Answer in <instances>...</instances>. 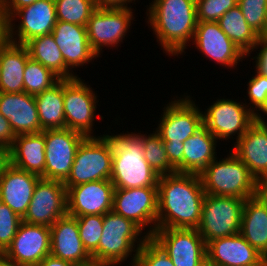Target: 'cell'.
<instances>
[{
  "instance_id": "28",
  "label": "cell",
  "mask_w": 267,
  "mask_h": 266,
  "mask_svg": "<svg viewBox=\"0 0 267 266\" xmlns=\"http://www.w3.org/2000/svg\"><path fill=\"white\" fill-rule=\"evenodd\" d=\"M218 140L203 123L184 141L183 173L200 174L217 156Z\"/></svg>"
},
{
  "instance_id": "26",
  "label": "cell",
  "mask_w": 267,
  "mask_h": 266,
  "mask_svg": "<svg viewBox=\"0 0 267 266\" xmlns=\"http://www.w3.org/2000/svg\"><path fill=\"white\" fill-rule=\"evenodd\" d=\"M29 57L25 45L6 40L0 46V92H24V69Z\"/></svg>"
},
{
  "instance_id": "47",
  "label": "cell",
  "mask_w": 267,
  "mask_h": 266,
  "mask_svg": "<svg viewBox=\"0 0 267 266\" xmlns=\"http://www.w3.org/2000/svg\"><path fill=\"white\" fill-rule=\"evenodd\" d=\"M37 266H76V265L68 261H64L60 258L54 257L50 254L47 255Z\"/></svg>"
},
{
  "instance_id": "36",
  "label": "cell",
  "mask_w": 267,
  "mask_h": 266,
  "mask_svg": "<svg viewBox=\"0 0 267 266\" xmlns=\"http://www.w3.org/2000/svg\"><path fill=\"white\" fill-rule=\"evenodd\" d=\"M77 218L79 236L91 255L99 245L103 230V215H84Z\"/></svg>"
},
{
  "instance_id": "55",
  "label": "cell",
  "mask_w": 267,
  "mask_h": 266,
  "mask_svg": "<svg viewBox=\"0 0 267 266\" xmlns=\"http://www.w3.org/2000/svg\"><path fill=\"white\" fill-rule=\"evenodd\" d=\"M199 266H218V265L205 258Z\"/></svg>"
},
{
  "instance_id": "3",
  "label": "cell",
  "mask_w": 267,
  "mask_h": 266,
  "mask_svg": "<svg viewBox=\"0 0 267 266\" xmlns=\"http://www.w3.org/2000/svg\"><path fill=\"white\" fill-rule=\"evenodd\" d=\"M112 141L113 165L110 180L115 189L158 187L159 175L144 157L143 134H107Z\"/></svg>"
},
{
  "instance_id": "37",
  "label": "cell",
  "mask_w": 267,
  "mask_h": 266,
  "mask_svg": "<svg viewBox=\"0 0 267 266\" xmlns=\"http://www.w3.org/2000/svg\"><path fill=\"white\" fill-rule=\"evenodd\" d=\"M248 25L259 35L267 23V0H238Z\"/></svg>"
},
{
  "instance_id": "13",
  "label": "cell",
  "mask_w": 267,
  "mask_h": 266,
  "mask_svg": "<svg viewBox=\"0 0 267 266\" xmlns=\"http://www.w3.org/2000/svg\"><path fill=\"white\" fill-rule=\"evenodd\" d=\"M115 213L133 221L147 236L157 229L158 187L114 189L113 209Z\"/></svg>"
},
{
  "instance_id": "48",
  "label": "cell",
  "mask_w": 267,
  "mask_h": 266,
  "mask_svg": "<svg viewBox=\"0 0 267 266\" xmlns=\"http://www.w3.org/2000/svg\"><path fill=\"white\" fill-rule=\"evenodd\" d=\"M10 163L9 149L0 145V176L5 170L6 166Z\"/></svg>"
},
{
  "instance_id": "44",
  "label": "cell",
  "mask_w": 267,
  "mask_h": 266,
  "mask_svg": "<svg viewBox=\"0 0 267 266\" xmlns=\"http://www.w3.org/2000/svg\"><path fill=\"white\" fill-rule=\"evenodd\" d=\"M37 0H3L0 4V13L6 21L20 8L31 5Z\"/></svg>"
},
{
  "instance_id": "18",
  "label": "cell",
  "mask_w": 267,
  "mask_h": 266,
  "mask_svg": "<svg viewBox=\"0 0 267 266\" xmlns=\"http://www.w3.org/2000/svg\"><path fill=\"white\" fill-rule=\"evenodd\" d=\"M192 42L202 55L217 65L234 69L248 56L222 31L217 22L198 21Z\"/></svg>"
},
{
  "instance_id": "52",
  "label": "cell",
  "mask_w": 267,
  "mask_h": 266,
  "mask_svg": "<svg viewBox=\"0 0 267 266\" xmlns=\"http://www.w3.org/2000/svg\"><path fill=\"white\" fill-rule=\"evenodd\" d=\"M258 191L267 195V173L265 176L258 182Z\"/></svg>"
},
{
  "instance_id": "6",
  "label": "cell",
  "mask_w": 267,
  "mask_h": 266,
  "mask_svg": "<svg viewBox=\"0 0 267 266\" xmlns=\"http://www.w3.org/2000/svg\"><path fill=\"white\" fill-rule=\"evenodd\" d=\"M113 165L111 138L106 134L87 136L79 145L65 187L97 180H110Z\"/></svg>"
},
{
  "instance_id": "56",
  "label": "cell",
  "mask_w": 267,
  "mask_h": 266,
  "mask_svg": "<svg viewBox=\"0 0 267 266\" xmlns=\"http://www.w3.org/2000/svg\"><path fill=\"white\" fill-rule=\"evenodd\" d=\"M257 195L265 202L266 207H267V195L260 193L259 191H258Z\"/></svg>"
},
{
  "instance_id": "53",
  "label": "cell",
  "mask_w": 267,
  "mask_h": 266,
  "mask_svg": "<svg viewBox=\"0 0 267 266\" xmlns=\"http://www.w3.org/2000/svg\"><path fill=\"white\" fill-rule=\"evenodd\" d=\"M76 266H112V265L92 260V261H90L88 263L80 264V265H76Z\"/></svg>"
},
{
  "instance_id": "38",
  "label": "cell",
  "mask_w": 267,
  "mask_h": 266,
  "mask_svg": "<svg viewBox=\"0 0 267 266\" xmlns=\"http://www.w3.org/2000/svg\"><path fill=\"white\" fill-rule=\"evenodd\" d=\"M134 266H174L171 258L150 237L139 249Z\"/></svg>"
},
{
  "instance_id": "12",
  "label": "cell",
  "mask_w": 267,
  "mask_h": 266,
  "mask_svg": "<svg viewBox=\"0 0 267 266\" xmlns=\"http://www.w3.org/2000/svg\"><path fill=\"white\" fill-rule=\"evenodd\" d=\"M16 19L20 20L18 25ZM56 22L55 1L37 0L18 9L6 21L7 40L25 45L35 37L51 34Z\"/></svg>"
},
{
  "instance_id": "22",
  "label": "cell",
  "mask_w": 267,
  "mask_h": 266,
  "mask_svg": "<svg viewBox=\"0 0 267 266\" xmlns=\"http://www.w3.org/2000/svg\"><path fill=\"white\" fill-rule=\"evenodd\" d=\"M50 254L74 265L92 261L79 236L77 218L65 215L50 227Z\"/></svg>"
},
{
  "instance_id": "7",
  "label": "cell",
  "mask_w": 267,
  "mask_h": 266,
  "mask_svg": "<svg viewBox=\"0 0 267 266\" xmlns=\"http://www.w3.org/2000/svg\"><path fill=\"white\" fill-rule=\"evenodd\" d=\"M245 200L232 196L205 194L197 228L205 243L240 233Z\"/></svg>"
},
{
  "instance_id": "43",
  "label": "cell",
  "mask_w": 267,
  "mask_h": 266,
  "mask_svg": "<svg viewBox=\"0 0 267 266\" xmlns=\"http://www.w3.org/2000/svg\"><path fill=\"white\" fill-rule=\"evenodd\" d=\"M256 50L259 52H256ZM254 51L257 53V55L255 54V56L251 59L255 60V70L260 74L267 76V43L258 40V43L253 49V52Z\"/></svg>"
},
{
  "instance_id": "51",
  "label": "cell",
  "mask_w": 267,
  "mask_h": 266,
  "mask_svg": "<svg viewBox=\"0 0 267 266\" xmlns=\"http://www.w3.org/2000/svg\"><path fill=\"white\" fill-rule=\"evenodd\" d=\"M0 266H23V265H19L14 260L7 258L3 253H0Z\"/></svg>"
},
{
  "instance_id": "5",
  "label": "cell",
  "mask_w": 267,
  "mask_h": 266,
  "mask_svg": "<svg viewBox=\"0 0 267 266\" xmlns=\"http://www.w3.org/2000/svg\"><path fill=\"white\" fill-rule=\"evenodd\" d=\"M199 175L205 194L246 200L258 193V181L231 150L225 158L216 157Z\"/></svg>"
},
{
  "instance_id": "45",
  "label": "cell",
  "mask_w": 267,
  "mask_h": 266,
  "mask_svg": "<svg viewBox=\"0 0 267 266\" xmlns=\"http://www.w3.org/2000/svg\"><path fill=\"white\" fill-rule=\"evenodd\" d=\"M16 138L9 121L0 114V145L11 148Z\"/></svg>"
},
{
  "instance_id": "33",
  "label": "cell",
  "mask_w": 267,
  "mask_h": 266,
  "mask_svg": "<svg viewBox=\"0 0 267 266\" xmlns=\"http://www.w3.org/2000/svg\"><path fill=\"white\" fill-rule=\"evenodd\" d=\"M60 78L50 69L29 57L24 69V92L37 95L50 89Z\"/></svg>"
},
{
  "instance_id": "49",
  "label": "cell",
  "mask_w": 267,
  "mask_h": 266,
  "mask_svg": "<svg viewBox=\"0 0 267 266\" xmlns=\"http://www.w3.org/2000/svg\"><path fill=\"white\" fill-rule=\"evenodd\" d=\"M263 116H262V114ZM267 116V101L262 105V107L254 114V121L257 123L267 124V119L264 116ZM266 119V120H265ZM266 121V122H265Z\"/></svg>"
},
{
  "instance_id": "16",
  "label": "cell",
  "mask_w": 267,
  "mask_h": 266,
  "mask_svg": "<svg viewBox=\"0 0 267 266\" xmlns=\"http://www.w3.org/2000/svg\"><path fill=\"white\" fill-rule=\"evenodd\" d=\"M151 238L171 258L174 266H199L206 258V243L197 229H156Z\"/></svg>"
},
{
  "instance_id": "2",
  "label": "cell",
  "mask_w": 267,
  "mask_h": 266,
  "mask_svg": "<svg viewBox=\"0 0 267 266\" xmlns=\"http://www.w3.org/2000/svg\"><path fill=\"white\" fill-rule=\"evenodd\" d=\"M146 14V23L163 52L168 56L185 55L198 23L196 0H152Z\"/></svg>"
},
{
  "instance_id": "30",
  "label": "cell",
  "mask_w": 267,
  "mask_h": 266,
  "mask_svg": "<svg viewBox=\"0 0 267 266\" xmlns=\"http://www.w3.org/2000/svg\"><path fill=\"white\" fill-rule=\"evenodd\" d=\"M35 102L42 131L65 128L63 79L35 95Z\"/></svg>"
},
{
  "instance_id": "41",
  "label": "cell",
  "mask_w": 267,
  "mask_h": 266,
  "mask_svg": "<svg viewBox=\"0 0 267 266\" xmlns=\"http://www.w3.org/2000/svg\"><path fill=\"white\" fill-rule=\"evenodd\" d=\"M255 73L247 83V99L250 101L247 106L254 114L267 101V76L256 70Z\"/></svg>"
},
{
  "instance_id": "34",
  "label": "cell",
  "mask_w": 267,
  "mask_h": 266,
  "mask_svg": "<svg viewBox=\"0 0 267 266\" xmlns=\"http://www.w3.org/2000/svg\"><path fill=\"white\" fill-rule=\"evenodd\" d=\"M144 157L151 168L159 176L172 174L176 168L169 162L161 137L153 129V133L143 134Z\"/></svg>"
},
{
  "instance_id": "27",
  "label": "cell",
  "mask_w": 267,
  "mask_h": 266,
  "mask_svg": "<svg viewBox=\"0 0 267 266\" xmlns=\"http://www.w3.org/2000/svg\"><path fill=\"white\" fill-rule=\"evenodd\" d=\"M45 137L42 132L16 135L9 149L10 163L45 178Z\"/></svg>"
},
{
  "instance_id": "10",
  "label": "cell",
  "mask_w": 267,
  "mask_h": 266,
  "mask_svg": "<svg viewBox=\"0 0 267 266\" xmlns=\"http://www.w3.org/2000/svg\"><path fill=\"white\" fill-rule=\"evenodd\" d=\"M173 97L163 107L155 132L163 142L184 143L203 124V114L190 95ZM197 105V106H196Z\"/></svg>"
},
{
  "instance_id": "21",
  "label": "cell",
  "mask_w": 267,
  "mask_h": 266,
  "mask_svg": "<svg viewBox=\"0 0 267 266\" xmlns=\"http://www.w3.org/2000/svg\"><path fill=\"white\" fill-rule=\"evenodd\" d=\"M206 258L218 266H267V260L240 233L208 242Z\"/></svg>"
},
{
  "instance_id": "1",
  "label": "cell",
  "mask_w": 267,
  "mask_h": 266,
  "mask_svg": "<svg viewBox=\"0 0 267 266\" xmlns=\"http://www.w3.org/2000/svg\"><path fill=\"white\" fill-rule=\"evenodd\" d=\"M204 197L198 174L175 172L159 176L157 229H197Z\"/></svg>"
},
{
  "instance_id": "19",
  "label": "cell",
  "mask_w": 267,
  "mask_h": 266,
  "mask_svg": "<svg viewBox=\"0 0 267 266\" xmlns=\"http://www.w3.org/2000/svg\"><path fill=\"white\" fill-rule=\"evenodd\" d=\"M114 189L111 180H97L66 187L68 215H104L112 211Z\"/></svg>"
},
{
  "instance_id": "42",
  "label": "cell",
  "mask_w": 267,
  "mask_h": 266,
  "mask_svg": "<svg viewBox=\"0 0 267 266\" xmlns=\"http://www.w3.org/2000/svg\"><path fill=\"white\" fill-rule=\"evenodd\" d=\"M169 162L176 168V172L183 173L184 143L163 142Z\"/></svg>"
},
{
  "instance_id": "15",
  "label": "cell",
  "mask_w": 267,
  "mask_h": 266,
  "mask_svg": "<svg viewBox=\"0 0 267 266\" xmlns=\"http://www.w3.org/2000/svg\"><path fill=\"white\" fill-rule=\"evenodd\" d=\"M67 214V190L64 183L41 177L22 221L51 227L57 219Z\"/></svg>"
},
{
  "instance_id": "24",
  "label": "cell",
  "mask_w": 267,
  "mask_h": 266,
  "mask_svg": "<svg viewBox=\"0 0 267 266\" xmlns=\"http://www.w3.org/2000/svg\"><path fill=\"white\" fill-rule=\"evenodd\" d=\"M0 114L9 121L15 135L42 132L33 95L0 92Z\"/></svg>"
},
{
  "instance_id": "23",
  "label": "cell",
  "mask_w": 267,
  "mask_h": 266,
  "mask_svg": "<svg viewBox=\"0 0 267 266\" xmlns=\"http://www.w3.org/2000/svg\"><path fill=\"white\" fill-rule=\"evenodd\" d=\"M40 178L37 174L24 171L9 163L0 176L2 203L23 218Z\"/></svg>"
},
{
  "instance_id": "54",
  "label": "cell",
  "mask_w": 267,
  "mask_h": 266,
  "mask_svg": "<svg viewBox=\"0 0 267 266\" xmlns=\"http://www.w3.org/2000/svg\"><path fill=\"white\" fill-rule=\"evenodd\" d=\"M259 40L267 43V23L265 25L264 30L259 34Z\"/></svg>"
},
{
  "instance_id": "25",
  "label": "cell",
  "mask_w": 267,
  "mask_h": 266,
  "mask_svg": "<svg viewBox=\"0 0 267 266\" xmlns=\"http://www.w3.org/2000/svg\"><path fill=\"white\" fill-rule=\"evenodd\" d=\"M259 182L267 173V124L253 122L231 150Z\"/></svg>"
},
{
  "instance_id": "39",
  "label": "cell",
  "mask_w": 267,
  "mask_h": 266,
  "mask_svg": "<svg viewBox=\"0 0 267 266\" xmlns=\"http://www.w3.org/2000/svg\"><path fill=\"white\" fill-rule=\"evenodd\" d=\"M238 4V0H196L197 20L217 22L223 14Z\"/></svg>"
},
{
  "instance_id": "9",
  "label": "cell",
  "mask_w": 267,
  "mask_h": 266,
  "mask_svg": "<svg viewBox=\"0 0 267 266\" xmlns=\"http://www.w3.org/2000/svg\"><path fill=\"white\" fill-rule=\"evenodd\" d=\"M84 81L80 77L63 79L65 128L85 136H97L93 134V126L99 96Z\"/></svg>"
},
{
  "instance_id": "32",
  "label": "cell",
  "mask_w": 267,
  "mask_h": 266,
  "mask_svg": "<svg viewBox=\"0 0 267 266\" xmlns=\"http://www.w3.org/2000/svg\"><path fill=\"white\" fill-rule=\"evenodd\" d=\"M25 46L32 59L50 69L60 79H65V61L52 34L35 37Z\"/></svg>"
},
{
  "instance_id": "14",
  "label": "cell",
  "mask_w": 267,
  "mask_h": 266,
  "mask_svg": "<svg viewBox=\"0 0 267 266\" xmlns=\"http://www.w3.org/2000/svg\"><path fill=\"white\" fill-rule=\"evenodd\" d=\"M45 137V179L64 182L70 174L71 167L80 143L87 137L68 129L42 131Z\"/></svg>"
},
{
  "instance_id": "8",
  "label": "cell",
  "mask_w": 267,
  "mask_h": 266,
  "mask_svg": "<svg viewBox=\"0 0 267 266\" xmlns=\"http://www.w3.org/2000/svg\"><path fill=\"white\" fill-rule=\"evenodd\" d=\"M132 7L96 8L87 23V35L93 51L101 55L104 47H119L134 20ZM120 44V45H119Z\"/></svg>"
},
{
  "instance_id": "20",
  "label": "cell",
  "mask_w": 267,
  "mask_h": 266,
  "mask_svg": "<svg viewBox=\"0 0 267 266\" xmlns=\"http://www.w3.org/2000/svg\"><path fill=\"white\" fill-rule=\"evenodd\" d=\"M50 227L21 222L11 245L3 253L19 265L37 266L50 255Z\"/></svg>"
},
{
  "instance_id": "17",
  "label": "cell",
  "mask_w": 267,
  "mask_h": 266,
  "mask_svg": "<svg viewBox=\"0 0 267 266\" xmlns=\"http://www.w3.org/2000/svg\"><path fill=\"white\" fill-rule=\"evenodd\" d=\"M51 34L65 61V79L79 77L73 69L98 57L88 41L86 26L57 20Z\"/></svg>"
},
{
  "instance_id": "11",
  "label": "cell",
  "mask_w": 267,
  "mask_h": 266,
  "mask_svg": "<svg viewBox=\"0 0 267 266\" xmlns=\"http://www.w3.org/2000/svg\"><path fill=\"white\" fill-rule=\"evenodd\" d=\"M243 102L220 99L209 105L203 114V123L217 140L234 139L237 141L254 122V113Z\"/></svg>"
},
{
  "instance_id": "4",
  "label": "cell",
  "mask_w": 267,
  "mask_h": 266,
  "mask_svg": "<svg viewBox=\"0 0 267 266\" xmlns=\"http://www.w3.org/2000/svg\"><path fill=\"white\" fill-rule=\"evenodd\" d=\"M142 232L133 221L109 211L103 215L102 235L98 248L91 254L92 260L120 266L131 257L128 265L134 266L139 249L150 238Z\"/></svg>"
},
{
  "instance_id": "29",
  "label": "cell",
  "mask_w": 267,
  "mask_h": 266,
  "mask_svg": "<svg viewBox=\"0 0 267 266\" xmlns=\"http://www.w3.org/2000/svg\"><path fill=\"white\" fill-rule=\"evenodd\" d=\"M240 234L267 260V207L258 195L245 200Z\"/></svg>"
},
{
  "instance_id": "40",
  "label": "cell",
  "mask_w": 267,
  "mask_h": 266,
  "mask_svg": "<svg viewBox=\"0 0 267 266\" xmlns=\"http://www.w3.org/2000/svg\"><path fill=\"white\" fill-rule=\"evenodd\" d=\"M22 218L7 205L0 206V253H4L11 245Z\"/></svg>"
},
{
  "instance_id": "31",
  "label": "cell",
  "mask_w": 267,
  "mask_h": 266,
  "mask_svg": "<svg viewBox=\"0 0 267 266\" xmlns=\"http://www.w3.org/2000/svg\"><path fill=\"white\" fill-rule=\"evenodd\" d=\"M217 23L238 48L251 56L259 35L248 25L238 5L223 14Z\"/></svg>"
},
{
  "instance_id": "35",
  "label": "cell",
  "mask_w": 267,
  "mask_h": 266,
  "mask_svg": "<svg viewBox=\"0 0 267 266\" xmlns=\"http://www.w3.org/2000/svg\"><path fill=\"white\" fill-rule=\"evenodd\" d=\"M58 21L87 26L91 14L97 8L93 0H54Z\"/></svg>"
},
{
  "instance_id": "46",
  "label": "cell",
  "mask_w": 267,
  "mask_h": 266,
  "mask_svg": "<svg viewBox=\"0 0 267 266\" xmlns=\"http://www.w3.org/2000/svg\"><path fill=\"white\" fill-rule=\"evenodd\" d=\"M97 8H129L136 0H93ZM129 4V5H128Z\"/></svg>"
},
{
  "instance_id": "50",
  "label": "cell",
  "mask_w": 267,
  "mask_h": 266,
  "mask_svg": "<svg viewBox=\"0 0 267 266\" xmlns=\"http://www.w3.org/2000/svg\"><path fill=\"white\" fill-rule=\"evenodd\" d=\"M7 40L6 19L0 13V46Z\"/></svg>"
}]
</instances>
